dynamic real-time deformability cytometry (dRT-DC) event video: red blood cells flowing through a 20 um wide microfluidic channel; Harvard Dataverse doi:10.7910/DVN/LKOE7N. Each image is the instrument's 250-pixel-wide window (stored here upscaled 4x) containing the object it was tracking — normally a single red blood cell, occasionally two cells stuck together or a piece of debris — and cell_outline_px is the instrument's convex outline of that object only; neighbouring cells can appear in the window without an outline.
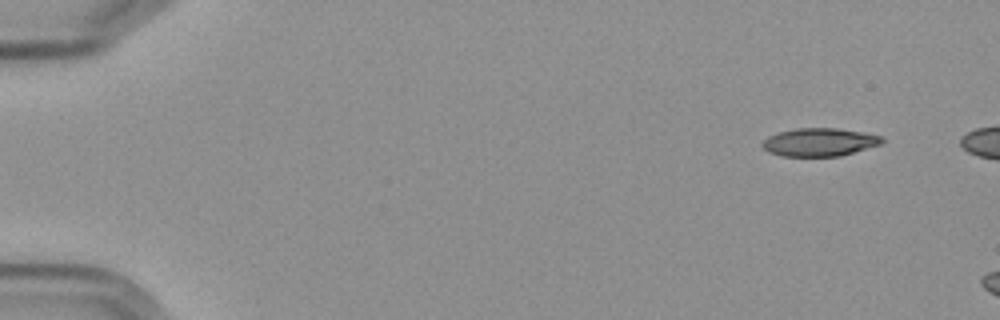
{"species": "Egyptian fruit bat (a non-hibernating species)", "species_latin": "Rousettus aegyptiacus", "temperature_condition": "cold", "stored_images_in_passage": 5, "camera_frame_rate_fps": 3000, "um_per_image_px": 0.085, "frame": {"image": 1, "passage_image": 1, "time_ms": 0.0, "image_size_px": [1000, 320], "cell_outline_px": [[884, 144], [840, 156], [780, 156], [768, 152], [760, 144], [768, 136], [776, 132], [796, 128], [836, 128], [860, 132], [880, 136], [884, 140]], "centroid_in_image_um": [69.63, 12.09], "position_along_channel_um": 15.4, "area_um2": 19.71}}